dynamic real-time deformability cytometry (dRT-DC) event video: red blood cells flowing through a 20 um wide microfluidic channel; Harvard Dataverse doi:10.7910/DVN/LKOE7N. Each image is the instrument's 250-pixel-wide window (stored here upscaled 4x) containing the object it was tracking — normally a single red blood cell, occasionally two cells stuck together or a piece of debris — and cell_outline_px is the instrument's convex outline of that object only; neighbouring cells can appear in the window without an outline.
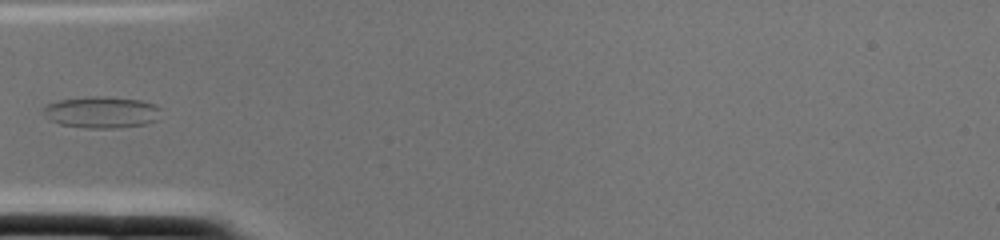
{"species": "common noctule bat (a hibernating species)", "species_latin": "Nyctalus noctula", "temperature_condition": "cold", "stored_images_in_passage": 1, "camera_frame_rate_fps": 3000, "um_per_image_px": 0.085, "animal": {"sex": "female", "body_mass_g": 22.0, "forearm_length_mm": 56.7}, "frame": {"image": 1, "passage_image": 1, "time_ms": 0.0, "image_size_px": [1000, 240], "cell_outline_px": [[160, 108], [156, 120], [148, 124], [116, 128], [88, 128], [60, 124], [48, 120], [44, 116], [40, 108], [44, 104], [60, 100], [88, 96], [104, 96], [140, 100], [156, 104]], "centroid_in_image_um": [8.57, 9.53], "position_along_channel_um": 76.4, "area_um2": 21.96}}